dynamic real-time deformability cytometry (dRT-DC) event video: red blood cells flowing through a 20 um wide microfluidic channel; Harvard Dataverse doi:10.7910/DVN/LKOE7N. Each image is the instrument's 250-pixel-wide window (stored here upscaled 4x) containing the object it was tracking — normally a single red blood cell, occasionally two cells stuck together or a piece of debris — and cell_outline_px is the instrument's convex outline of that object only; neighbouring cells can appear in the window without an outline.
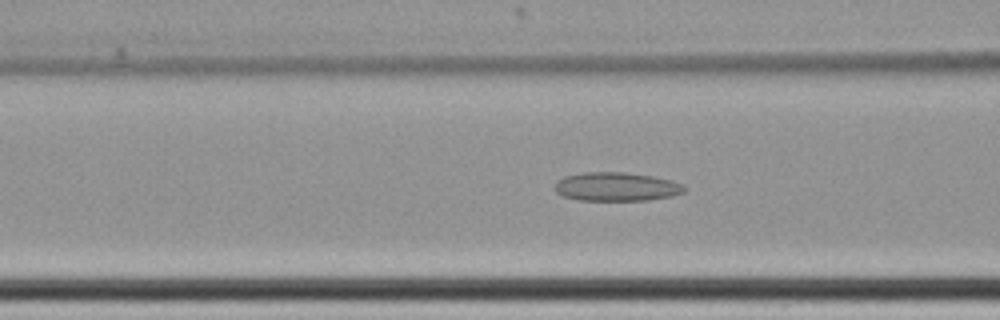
{"species": "common noctule bat (a hibernating species)", "species_latin": "Nyctalus noctula", "temperature_condition": "cold", "stored_images_in_passage": 62, "camera_frame_rate_fps": 3000, "um_per_image_px": 0.085, "animal": {"sex": "female", "body_mass_g": 22.7, "forearm_length_mm": 54.2}, "frame": {"image": 1, "passage_image": 29, "time_ms": 9.333, "image_size_px": [1000, 320], "cell_outline_px": [[688, 188], [684, 192], [672, 196], [648, 200], [580, 200], [564, 196], [556, 192], [556, 180], [564, 176], [584, 172], [624, 172], [652, 176], [672, 180], [684, 184]], "centroid_in_image_um": [52.44, 15.86], "position_along_channel_um": 114.2, "area_um2": 21.79}}
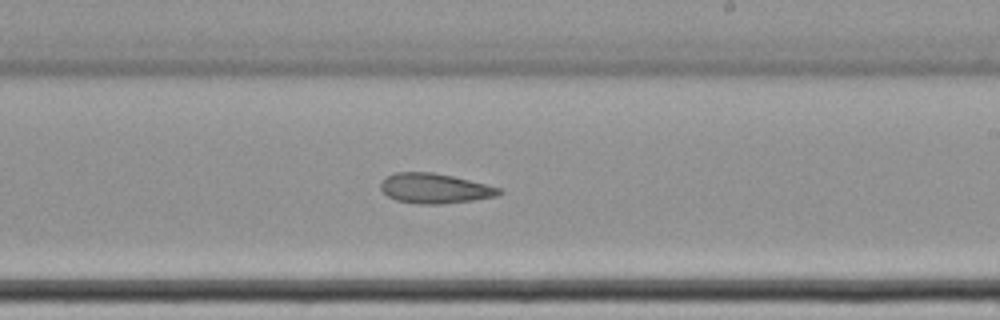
{"frame": {"image": 2, "passage_image": 41, "time_ms": 13.333, "image_size_px": [1000, 320], "cell_outline_px": [[504, 192], [496, 196], [472, 200], [440, 204], [420, 204], [396, 200], [388, 196], [380, 188], [380, 184], [384, 176], [396, 172], [432, 172], [452, 176], [500, 188]], "centroid_in_image_um": [36.91, 16.01], "position_along_channel_um": 252.1, "area_um2": 20.52}}
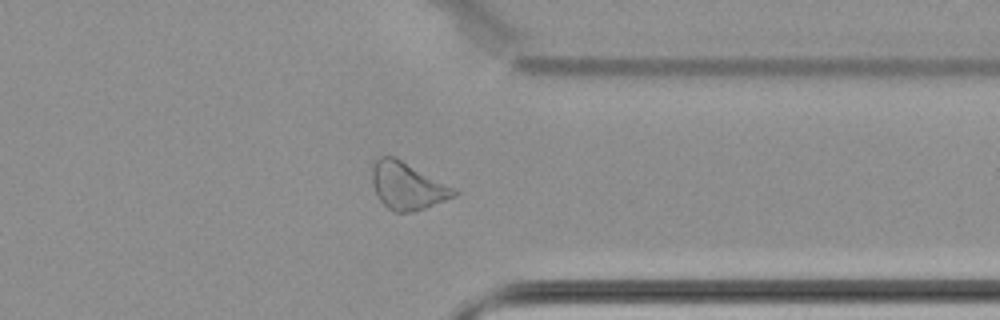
{"frame": {"image": 3, "passage_image": 52, "time_ms": 17.0, "image_size_px": [1000, 320], "cell_outline_px": [[460, 192], [456, 196], [424, 208], [412, 212], [392, 212], [376, 196], [372, 184], [372, 164], [380, 156], [392, 156], [456, 188]], "centroid_in_image_um": [34.62, 15.82], "position_along_channel_um": 376.8, "area_um2": 22.43}}